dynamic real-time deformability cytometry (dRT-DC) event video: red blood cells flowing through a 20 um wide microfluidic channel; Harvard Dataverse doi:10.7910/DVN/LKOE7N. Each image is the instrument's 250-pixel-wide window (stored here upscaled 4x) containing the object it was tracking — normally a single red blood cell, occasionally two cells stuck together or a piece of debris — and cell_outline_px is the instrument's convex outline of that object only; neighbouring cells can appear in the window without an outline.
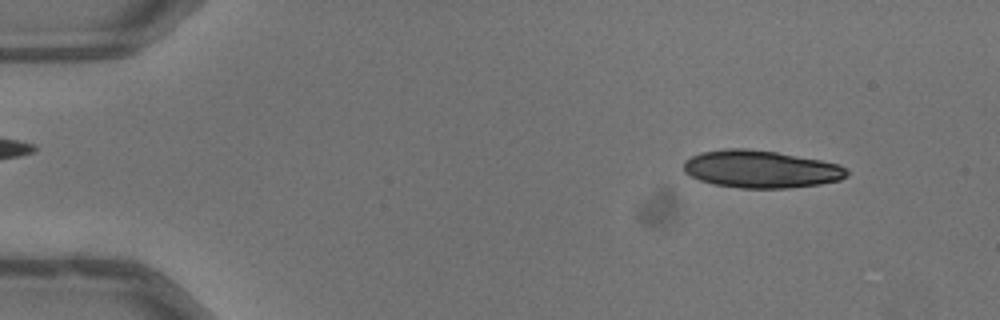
{"species": "common noctule bat (a hibernating species)", "species_latin": "Nyctalus noctula", "temperature_condition": "warm", "stored_images_in_passage": 48, "camera_frame_rate_fps": 3000, "um_per_image_px": 0.085, "animal": {"sex": "male", "body_mass_g": 13.3}, "frame": {"image": 1, "passage_image": 3, "time_ms": 0.667, "image_size_px": [1000, 320], "cell_outline_px": [[848, 176], [840, 180], [820, 184], [788, 188], [740, 188], [712, 184], [700, 180], [684, 172], [684, 160], [700, 152], [728, 148], [748, 148], [776, 152], [820, 160], [840, 164], [848, 168]], "centroid_in_image_um": [64.69, 14.37], "position_along_channel_um": 20.3, "area_um2": 35.84}}
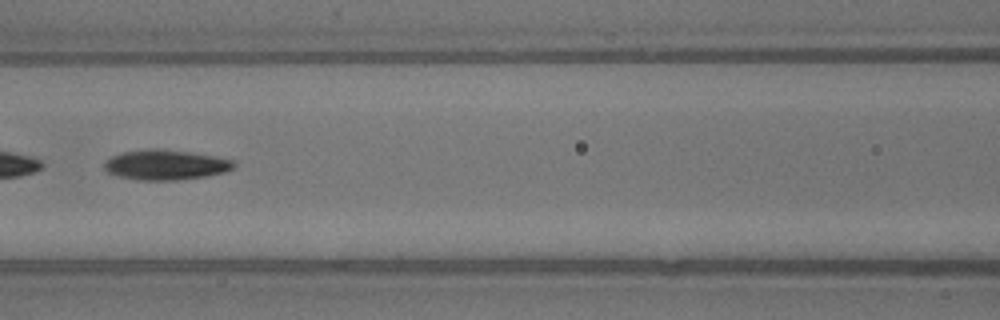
{"frame": {"image": 2, "passage_image": 21, "time_ms": 6.667, "image_size_px": [1000, 320], "cell_outline_px": [[236, 164], [232, 168], [224, 172], [204, 176], [176, 180], [140, 180], [120, 176], [108, 172], [104, 168], [104, 160], [112, 156], [124, 152], [152, 148], [156, 148], [188, 152], [236, 160]], "centroid_in_image_um": [14.07, 14.0], "position_along_channel_um": 152.5, "area_um2": 22.43}}
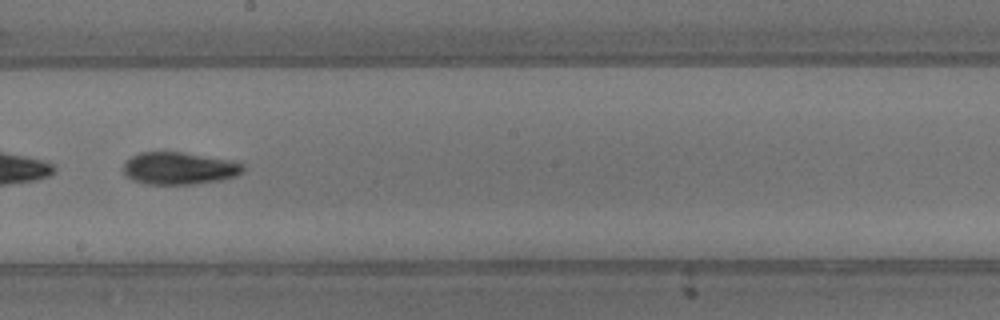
{"frame": {"image": 3, "passage_image": 27, "time_ms": 8.667, "image_size_px": [1000, 320], "cell_outline_px": [[244, 172], [236, 176], [220, 180], [192, 184], [148, 184], [132, 180], [124, 172], [124, 164], [132, 156], [140, 152], [180, 152], [232, 160], [244, 164]], "centroid_in_image_um": [15.27, 14.31], "position_along_channel_um": 232.9, "area_um2": 22.43}, "authors_computed_cell_mechanics": {"area_um2": 23.3801, "velocity_mm_per_s": 4.0303, "shape_relaxation_time_tau1_ms": 2.9955, "shape_relaxation_time_tau2_ms": 3.5071, "deformation_change_tau1": 0.1683, "deformation_change_tau2": 0.1142}}